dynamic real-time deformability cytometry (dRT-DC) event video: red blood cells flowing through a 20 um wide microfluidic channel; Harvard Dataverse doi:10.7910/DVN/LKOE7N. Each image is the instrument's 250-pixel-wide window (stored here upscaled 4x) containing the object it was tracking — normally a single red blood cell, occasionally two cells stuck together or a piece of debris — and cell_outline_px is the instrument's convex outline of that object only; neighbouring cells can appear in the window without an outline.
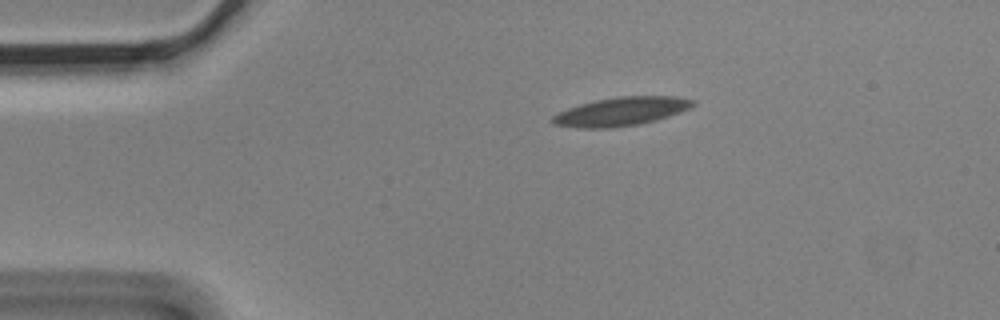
{"species": "Egyptian fruit bat (a non-hibernating species)", "species_latin": "Rousettus aegyptiacus", "temperature_condition": "cold", "stored_images_in_passage": 4, "camera_frame_rate_fps": 3000, "um_per_image_px": 0.085, "animal": {"sex": "male"}, "frame": {"image": 1, "passage_image": 1, "time_ms": 0.0, "image_size_px": [1000, 320], "cell_outline_px": [[696, 104], [692, 108], [656, 120], [640, 124], [612, 128], [580, 128], [552, 124], [548, 120], [552, 116], [568, 108], [580, 104], [596, 100], [616, 96], [676, 96], [696, 100]], "centroid_in_image_um": [52.81, 9.47], "position_along_channel_um": 32.2, "area_um2": 23.64}}
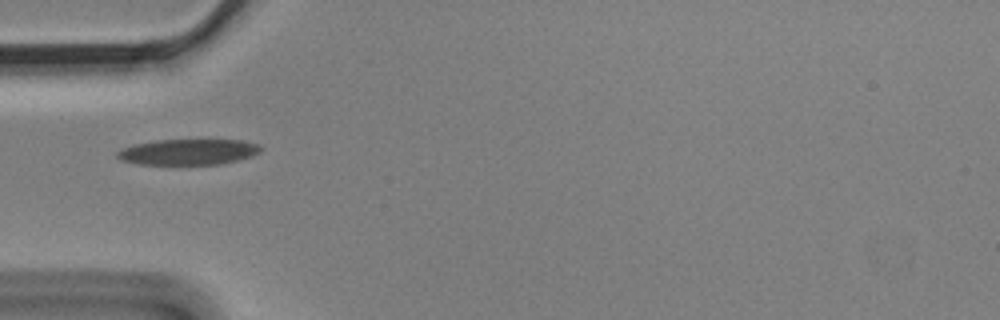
{"frame": {"image": 2, "passage_image": 3, "time_ms": 0.667, "image_size_px": [1000, 320], "cell_outline_px": [[264, 148], [260, 152], [252, 156], [220, 164], [140, 164], [120, 160], [116, 156], [116, 152], [132, 144], [156, 140], [244, 140], [260, 144]], "centroid_in_image_um": [16.02, 12.9], "position_along_channel_um": 69.0, "area_um2": 21.62}}
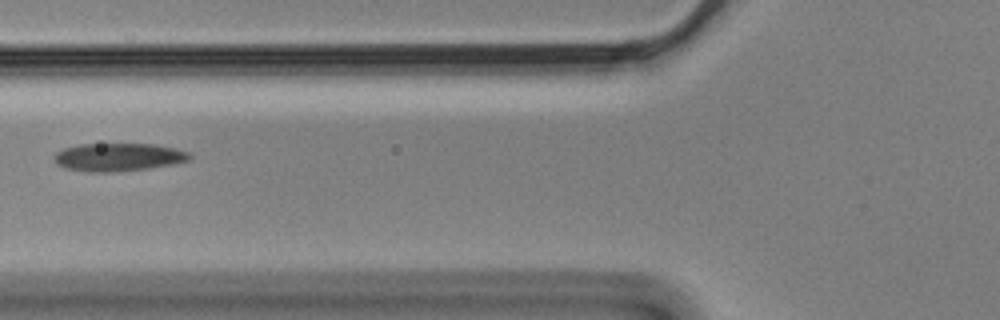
{"frame": {"image": 3, "passage_image": 4, "time_ms": 1.0, "image_size_px": [1000, 320], "cell_outline_px": [[192, 160], [172, 164], [148, 168], [116, 172], [88, 172], [64, 168], [56, 164], [52, 156], [56, 152], [64, 148], [80, 144], [152, 144], [176, 148], [188, 152], [192, 156]], "centroid_in_image_um": [10.04, 13.36], "position_along_channel_um": 115.8, "area_um2": 22.31}}